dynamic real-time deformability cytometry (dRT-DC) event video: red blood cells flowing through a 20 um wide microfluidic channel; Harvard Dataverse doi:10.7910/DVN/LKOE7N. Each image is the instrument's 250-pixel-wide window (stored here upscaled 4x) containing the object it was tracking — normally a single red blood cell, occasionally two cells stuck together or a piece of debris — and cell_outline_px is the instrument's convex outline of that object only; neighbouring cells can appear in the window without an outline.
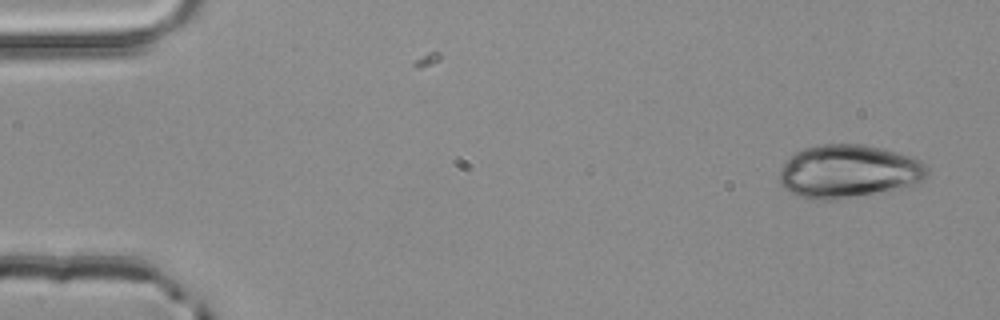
{"species": "common noctule bat (a hibernating species)", "species_latin": "Nyctalus noctula", "temperature_condition": "room temperature", "stored_images_in_passage": 5, "segment_of_instrument_passage": [2, 2], "camera_frame_rate_fps": 3000, "um_per_image_px": 0.085, "animal": {"sex": "male", "body_mass_g": 20.4}, "frame": {"image": 1, "passage_image": 5, "time_ms": 1.333, "image_size_px": [1000, 320], "cell_outline_px": [[928, 176], [924, 180], [900, 188], [836, 200], [816, 200], [800, 196], [784, 188], [780, 184], [780, 168], [796, 152], [804, 148], [820, 144], [860, 144], [880, 148], [912, 156], [920, 160], [928, 168]], "centroid_in_image_um": [72.13, 14.57], "position_along_channel_um": 12.9, "area_um2": 45.6}}